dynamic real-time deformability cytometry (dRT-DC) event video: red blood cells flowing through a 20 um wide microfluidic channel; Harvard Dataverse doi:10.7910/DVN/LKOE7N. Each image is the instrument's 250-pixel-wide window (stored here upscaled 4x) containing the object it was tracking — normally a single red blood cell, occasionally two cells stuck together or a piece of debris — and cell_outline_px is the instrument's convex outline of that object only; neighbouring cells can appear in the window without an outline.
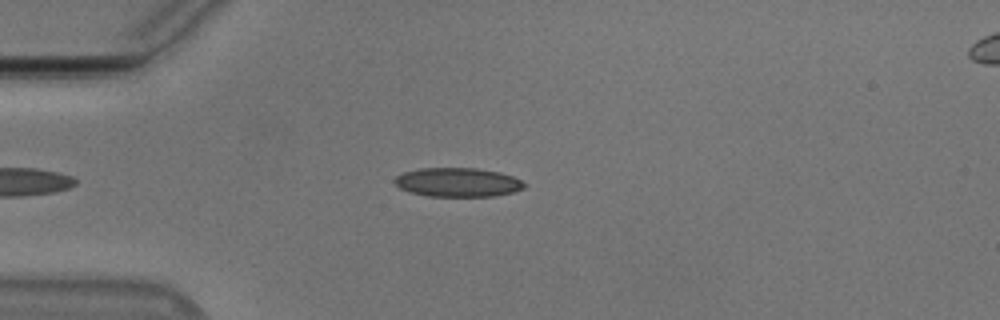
{"species": "Egyptian fruit bat (a non-hibernating species)", "species_latin": "Rousettus aegyptiacus", "temperature_condition": "cold", "stored_images_in_passage": 49, "camera_frame_rate_fps": 3000, "um_per_image_px": 0.085, "animal": {"sex": "male"}, "frame": {"image": 1, "passage_image": 9, "time_ms": 2.667, "image_size_px": [1000, 320], "cell_outline_px": [[528, 184], [524, 188], [512, 192], [496, 196], [428, 196], [408, 192], [400, 188], [392, 180], [396, 176], [404, 172], [420, 168], [476, 168], [500, 172], [512, 176]], "centroid_in_image_um": [38.9, 15.49], "position_along_channel_um": 46.1, "area_um2": 22.02}}
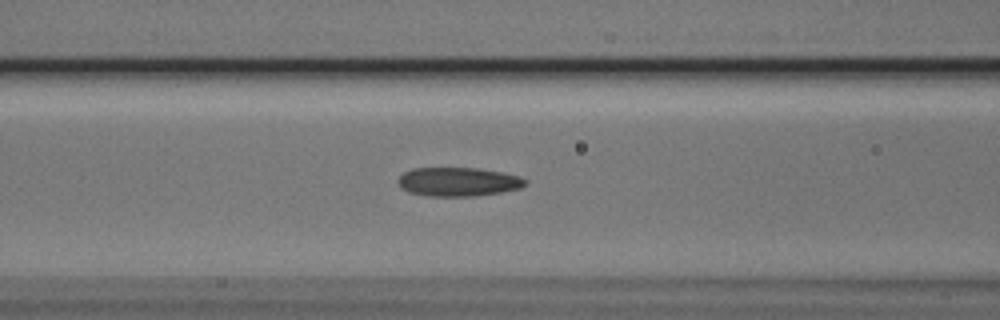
{"frame": {"image": 2, "passage_image": 17, "time_ms": 5.333, "image_size_px": [1000, 320], "cell_outline_px": [[528, 184], [520, 188], [500, 192], [476, 196], [424, 196], [408, 192], [400, 188], [396, 180], [404, 172], [412, 168], [476, 168], [504, 172], [520, 176], [528, 180]], "centroid_in_image_um": [38.94, 15.45], "position_along_channel_um": 127.7, "area_um2": 21.73}}
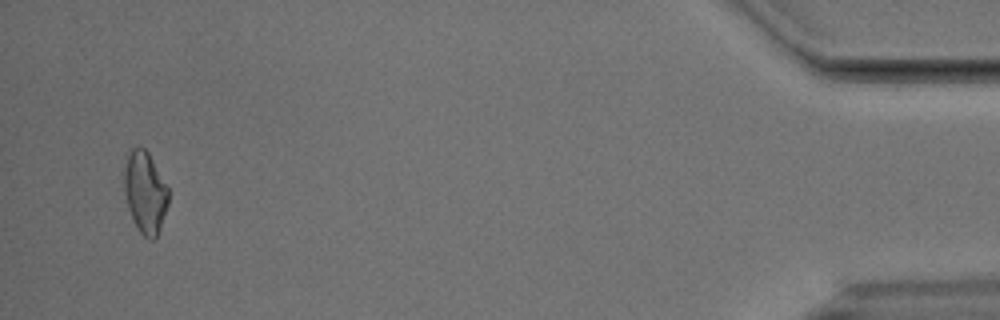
{"frame": {"image": 3, "passage_image": 47, "time_ms": 15.333, "image_size_px": [1000, 320], "cell_outline_px": [[168, 204], [156, 240], [152, 240], [144, 236], [140, 232], [128, 208], [124, 192], [124, 172], [128, 148], [144, 148], [148, 152], [168, 188]], "centroid_in_image_um": [12.32, 16.34], "position_along_channel_um": 422.9, "area_um2": 20.92}, "authors_computed_cell_mechanics": {"area_um2": 21.097, "velocity_mm_per_s": 3.7726, "shape_relaxation_time_tau1_ms": 8.4153, "shape_relaxation_time_tau2_ms": 3.3095, "deformation_change_tau1": 0.1635, "deformation_change_tau2": 0.1134}}